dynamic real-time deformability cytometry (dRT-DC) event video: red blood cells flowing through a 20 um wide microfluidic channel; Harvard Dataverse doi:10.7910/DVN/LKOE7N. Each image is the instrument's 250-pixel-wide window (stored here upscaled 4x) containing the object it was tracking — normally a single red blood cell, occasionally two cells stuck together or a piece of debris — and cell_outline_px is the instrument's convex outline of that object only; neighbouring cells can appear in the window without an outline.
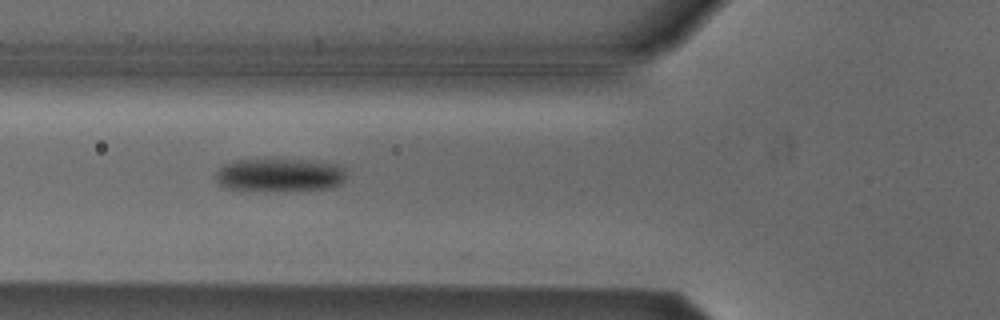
{"species": "Egyptian fruit bat (a non-hibernating species)", "species_latin": "Rousettus aegyptiacus", "temperature_condition": "cold", "stored_images_in_passage": 8, "camera_frame_rate_fps": 3000, "um_per_image_px": 0.085, "animal": {"sex": "male"}, "frame": {"image": 1, "passage_image": 5, "time_ms": 1.333, "image_size_px": [1000, 320], "cell_outline_px": [[344, 180], [340, 184], [332, 188], [240, 192], [228, 188], [220, 184], [216, 180], [216, 172], [224, 164], [236, 160], [272, 156], [312, 160], [336, 164], [344, 168]], "centroid_in_image_um": [23.71, 14.84], "position_along_channel_um": 102.1, "area_um2": 26.59}}
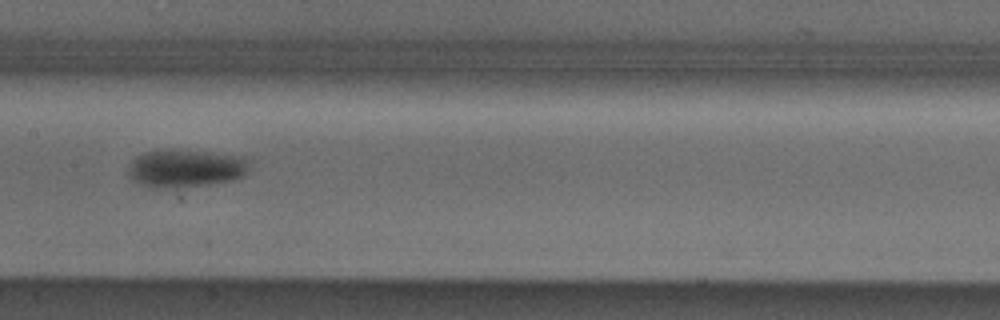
{"frame": {"image": 2, "passage_image": 7, "time_ms": 2.0, "image_size_px": [1000, 320], "cell_outline_px": [[248, 168], [244, 176], [232, 180], [208, 184], [180, 188], [156, 188], [140, 184], [132, 180], [128, 172], [128, 168], [132, 160], [136, 156], [144, 152], [200, 152], [236, 156], [248, 160]], "centroid_in_image_um": [15.74, 14.36], "position_along_channel_um": 191.7, "area_um2": 25.84}}
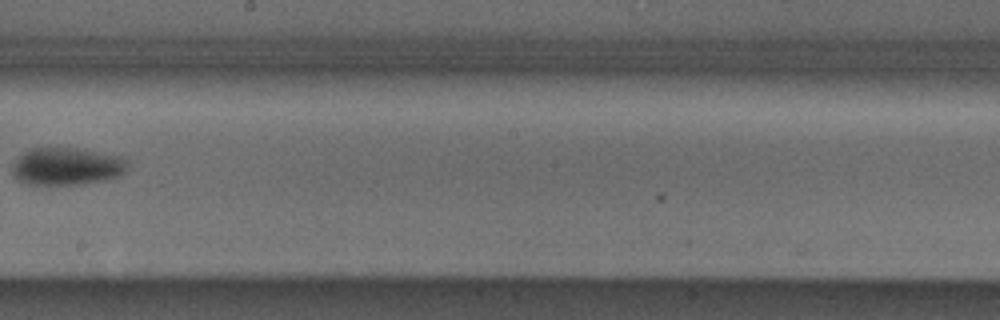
{"frame": {"image": 3, "passage_image": 8, "time_ms": 2.333, "image_size_px": [1000, 320], "cell_outline_px": [[128, 168], [120, 176], [104, 180], [80, 184], [28, 184], [20, 180], [12, 172], [12, 164], [24, 152], [32, 148], [76, 148], [128, 156]], "centroid_in_image_um": [5.76, 14.12], "position_along_channel_um": 242.4, "area_um2": 25.37}}